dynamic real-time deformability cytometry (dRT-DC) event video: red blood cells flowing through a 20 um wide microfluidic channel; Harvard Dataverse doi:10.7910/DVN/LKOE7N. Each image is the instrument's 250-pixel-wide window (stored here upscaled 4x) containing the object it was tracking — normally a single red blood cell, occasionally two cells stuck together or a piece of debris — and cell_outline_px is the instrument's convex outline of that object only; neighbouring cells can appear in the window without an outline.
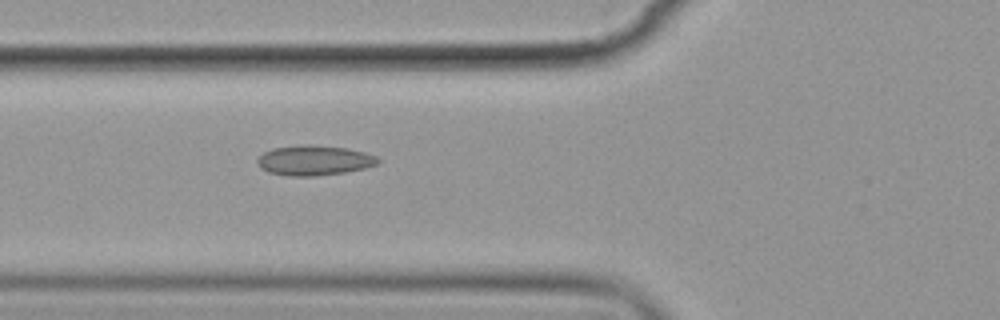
{"species": "common noctule bat (a hibernating species)", "species_latin": "Nyctalus noctula", "temperature_condition": "cold", "stored_images_in_passage": 6, "camera_frame_rate_fps": 3000, "um_per_image_px": 0.085, "animal": {"sex": "female", "body_mass_g": 19.9}, "frame": {"image": 1, "passage_image": 6, "time_ms": 6.667, "image_size_px": [1000, 320], "cell_outline_px": [[380, 160], [376, 164], [364, 168], [344, 172], [316, 176], [288, 176], [268, 172], [260, 168], [256, 160], [264, 152], [272, 148], [296, 144], [312, 144], [348, 148], [364, 152], [376, 156]], "centroid_in_image_um": [26.67, 13.61], "position_along_channel_um": 99.1, "area_um2": 21.27}}